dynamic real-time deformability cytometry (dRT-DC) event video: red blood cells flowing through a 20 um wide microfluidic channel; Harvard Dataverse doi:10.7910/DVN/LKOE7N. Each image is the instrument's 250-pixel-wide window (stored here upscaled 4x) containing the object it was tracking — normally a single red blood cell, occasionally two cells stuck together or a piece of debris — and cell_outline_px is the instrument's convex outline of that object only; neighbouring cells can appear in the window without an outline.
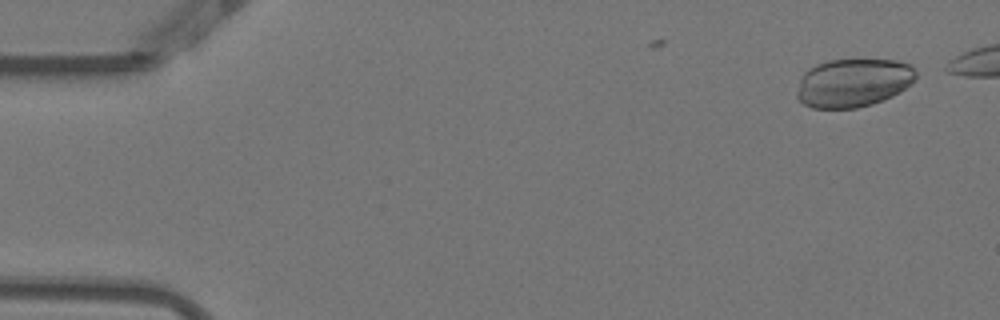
{"species": "Egyptian fruit bat (a non-hibernating species)", "species_latin": "Rousettus aegyptiacus", "temperature_condition": "warm", "stored_images_in_passage": 12, "camera_frame_rate_fps": 3000, "um_per_image_px": 0.085, "animal": {"sex": "female"}, "frame": {"image": 1, "passage_image": 1, "time_ms": 0.0, "image_size_px": [1000, 320], "cell_outline_px": [[916, 76], [900, 92], [884, 100], [872, 104], [856, 108], [812, 108], [804, 104], [796, 96], [796, 92], [800, 76], [808, 68], [816, 64], [828, 60], [896, 60], [912, 64], [916, 72]], "centroid_in_image_um": [72.49, 7.03], "position_along_channel_um": 12.5, "area_um2": 33.76}}